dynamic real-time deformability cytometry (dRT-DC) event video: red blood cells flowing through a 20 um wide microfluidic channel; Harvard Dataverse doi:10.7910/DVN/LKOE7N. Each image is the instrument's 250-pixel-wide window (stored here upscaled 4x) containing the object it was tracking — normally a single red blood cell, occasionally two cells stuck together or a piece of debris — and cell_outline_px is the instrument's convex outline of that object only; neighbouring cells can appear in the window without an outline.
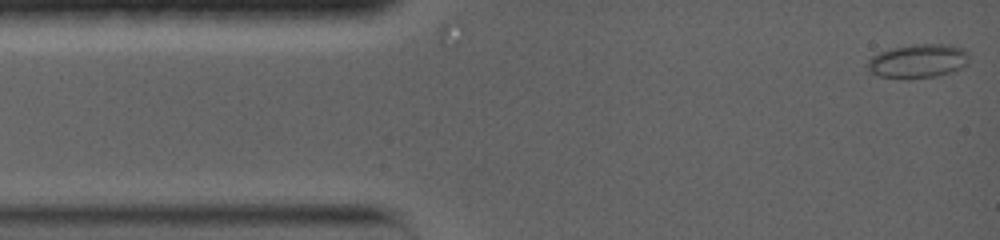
{"species": "common noctule bat (a hibernating species)", "species_latin": "Nyctalus noctula", "temperature_condition": "warm", "stored_images_in_passage": 20, "camera_frame_rate_fps": 5000, "um_per_image_px": 0.085, "animal": {"sex": "female", "body_mass_g": 19.0, "forearm_length_mm": 56.7}, "frame": {"image": 1, "passage_image": 1, "time_ms": 0.0, "image_size_px": [1000, 240], "cell_outline_px": [[968, 64], [960, 68], [948, 72], [932, 76], [912, 80], [880, 76], [872, 72], [868, 68], [868, 60], [872, 56], [880, 52], [892, 48], [912, 44], [948, 44], [964, 48], [968, 52]], "centroid_in_image_um": [78.04, 5.18], "position_along_channel_um": 7.0, "area_um2": 20.06}}
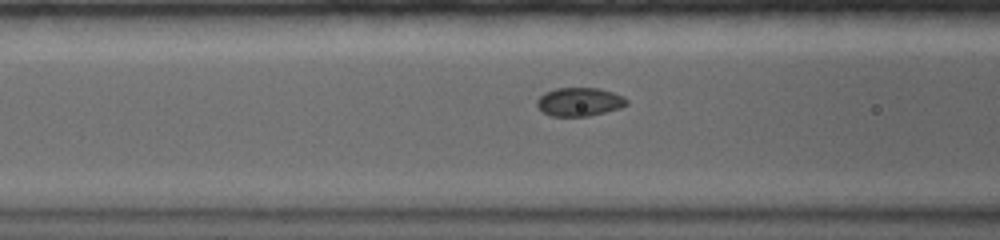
{"frame": {"image": 2, "passage_image": 13, "time_ms": 5.0, "image_size_px": [1000, 240], "cell_outline_px": [[628, 104], [620, 108], [588, 116], [552, 116], [544, 112], [536, 104], [536, 100], [544, 92], [556, 88], [600, 88], [624, 96], [628, 100]], "centroid_in_image_um": [49.26, 8.64], "position_along_channel_um": 117.3, "area_um2": 14.91}}
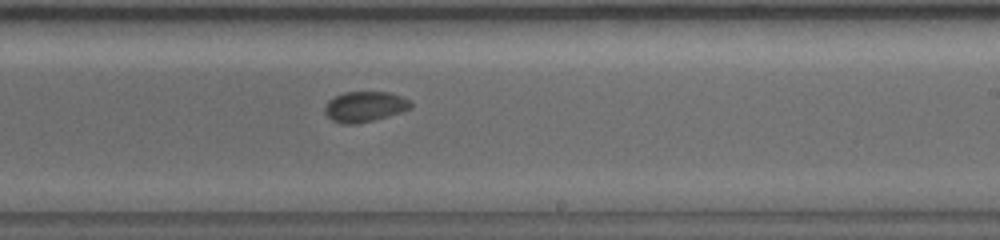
{"frame": {"image": 3, "passage_image": 20, "time_ms": 8.8, "image_size_px": [1000, 240], "cell_outline_px": [[412, 108], [388, 116], [356, 124], [340, 124], [332, 120], [324, 112], [324, 104], [328, 100], [344, 92], [388, 92], [400, 96], [408, 100], [412, 104]], "centroid_in_image_um": [30.96, 9.07], "position_along_channel_um": 258.0, "area_um2": 15.2}}